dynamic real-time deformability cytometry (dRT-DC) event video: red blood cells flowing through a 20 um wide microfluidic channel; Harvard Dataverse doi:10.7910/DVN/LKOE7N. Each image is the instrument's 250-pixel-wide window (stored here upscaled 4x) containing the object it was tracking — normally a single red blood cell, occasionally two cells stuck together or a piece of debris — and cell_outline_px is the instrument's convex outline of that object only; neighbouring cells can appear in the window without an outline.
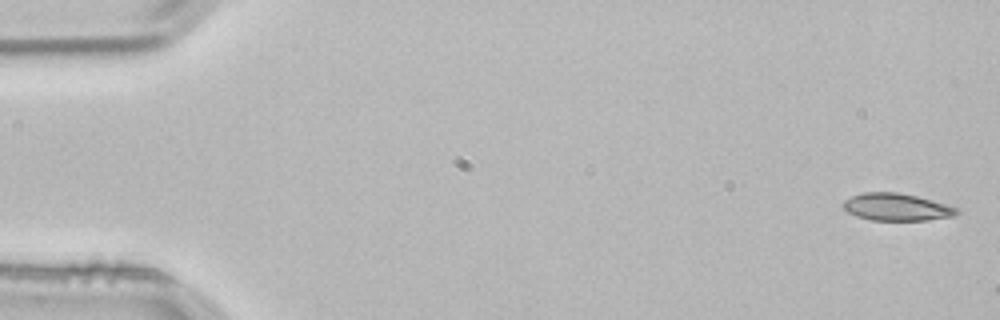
{"species": "common noctule bat (a hibernating species)", "species_latin": "Nyctalus noctula", "temperature_condition": "room temperature", "stored_images_in_passage": 4, "segment_of_instrument_passage": [2, 2], "camera_frame_rate_fps": 3000, "um_per_image_px": 0.085, "animal": {"sex": "male", "body_mass_g": 21.5, "forearm_length_mm": 52.0}, "frame": {"image": 1, "passage_image": 4, "time_ms": 1.0, "image_size_px": [1000, 320], "cell_outline_px": [[960, 212], [956, 216], [928, 220], [872, 220], [856, 216], [848, 212], [840, 204], [844, 200], [852, 196], [864, 192], [896, 192], [916, 196], [960, 208]], "centroid_in_image_um": [76.22, 17.6], "position_along_channel_um": 8.8, "area_um2": 18.15}}